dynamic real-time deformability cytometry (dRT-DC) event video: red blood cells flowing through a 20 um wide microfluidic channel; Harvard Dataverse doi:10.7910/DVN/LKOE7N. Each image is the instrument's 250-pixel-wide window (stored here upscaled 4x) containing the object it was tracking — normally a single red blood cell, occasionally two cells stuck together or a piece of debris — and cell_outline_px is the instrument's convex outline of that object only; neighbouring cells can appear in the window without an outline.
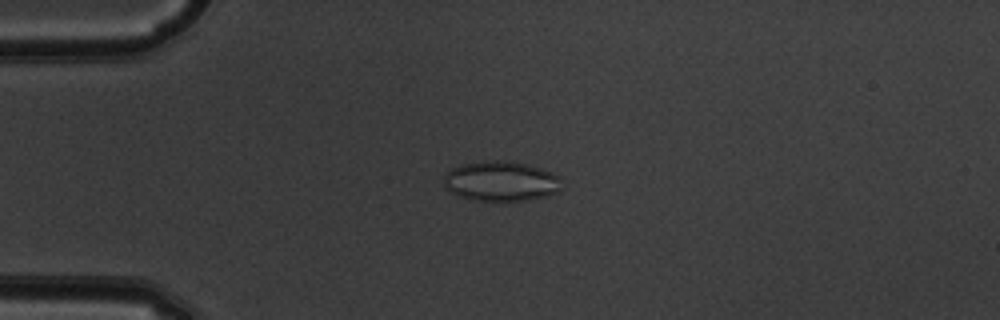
{"species": "common noctule bat (a hibernating species)", "species_latin": "Nyctalus noctula", "temperature_condition": "warm", "stored_images_in_passage": 51, "camera_frame_rate_fps": 3000, "um_per_image_px": 0.085, "animal": {"sex": "male", "body_mass_g": 19.5, "forearm_length_mm": 54.6}, "frame": {"image": 1, "passage_image": 13, "time_ms": 4.0, "image_size_px": [1000, 320], "cell_outline_px": [[560, 188], [556, 192], [548, 196], [528, 200], [504, 204], [500, 204], [472, 200], [460, 196], [452, 192], [444, 184], [444, 176], [452, 168], [460, 164], [492, 160], [504, 160], [528, 164], [552, 172], [560, 176]], "centroid_in_image_um": [42.6, 15.44], "position_along_channel_um": 42.4, "area_um2": 28.21}}
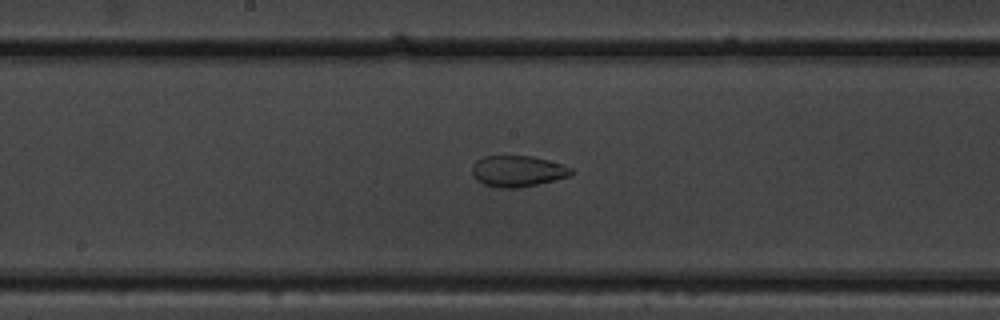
{"frame": {"image": 2, "passage_image": 27, "time_ms": 8.667, "image_size_px": [1000, 320], "cell_outline_px": [[572, 172], [568, 176], [520, 188], [496, 188], [484, 184], [476, 180], [472, 172], [472, 164], [476, 160], [484, 156], [532, 156], [548, 160], [572, 168]], "centroid_in_image_um": [43.93, 14.55], "position_along_channel_um": 204.3, "area_um2": 17.86}}
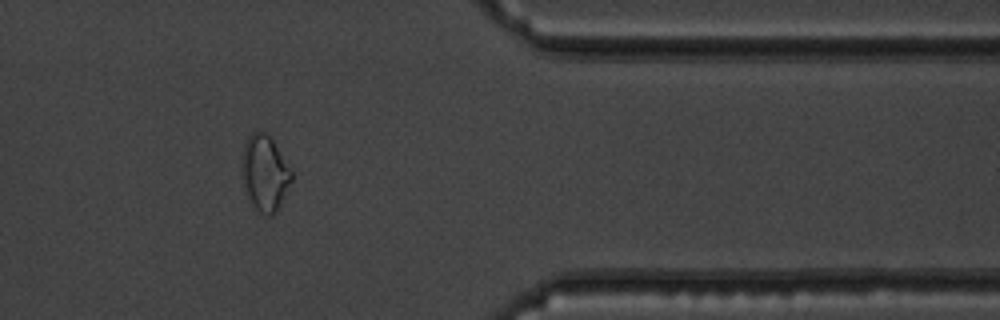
{"frame": {"image": 3, "passage_image": 42, "time_ms": 13.667, "image_size_px": [1000, 320], "cell_outline_px": [[292, 180], [276, 212], [272, 216], [264, 216], [252, 204], [244, 192], [244, 144], [248, 136], [256, 128], [264, 132], [272, 140], [292, 172]], "centroid_in_image_um": [22.51, 14.73], "position_along_channel_um": 388.9, "area_um2": 21.39}, "authors_computed_cell_mechanics": {"area_um2": 22.3686, "velocity_mm_per_s": 4.0252, "shape_relaxation_time_tau1_ms": null, "shape_relaxation_time_tau2_ms": 1.894, "deformation_change_tau1": null, "deformation_change_tau2": 0.0778}}